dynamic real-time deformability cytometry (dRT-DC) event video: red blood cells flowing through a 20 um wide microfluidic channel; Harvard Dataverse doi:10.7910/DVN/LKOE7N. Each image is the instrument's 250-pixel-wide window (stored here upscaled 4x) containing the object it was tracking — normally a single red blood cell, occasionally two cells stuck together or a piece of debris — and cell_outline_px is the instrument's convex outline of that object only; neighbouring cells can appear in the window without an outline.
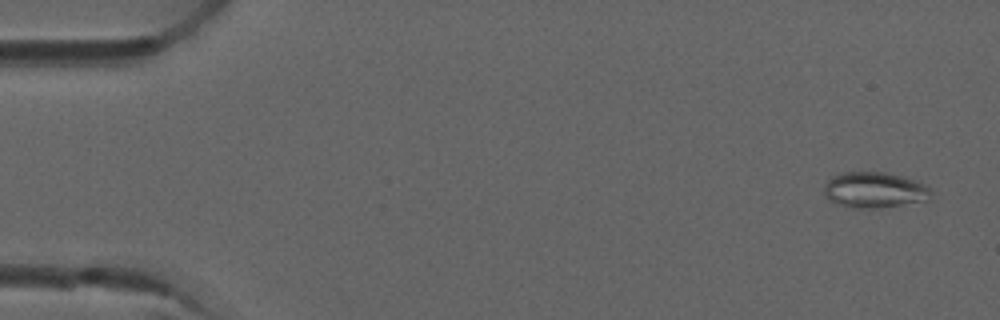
{"species": "common noctule bat (a hibernating species)", "species_latin": "Nyctalus noctula", "temperature_condition": "room temperature", "stored_images_in_passage": 5, "camera_frame_rate_fps": 3000, "um_per_image_px": 0.085, "animal": {"sex": "male", "forearm_length_mm": 52.5}, "frame": {"image": 1, "passage_image": 5, "time_ms": 1.333, "image_size_px": [1000, 320], "cell_outline_px": [[932, 192], [928, 200], [876, 208], [856, 208], [836, 204], [828, 200], [824, 196], [824, 188], [828, 180], [832, 176], [840, 172], [888, 172], [924, 184], [932, 188]], "centroid_in_image_um": [74.29, 16.14], "position_along_channel_um": 10.7, "area_um2": 22.31}}